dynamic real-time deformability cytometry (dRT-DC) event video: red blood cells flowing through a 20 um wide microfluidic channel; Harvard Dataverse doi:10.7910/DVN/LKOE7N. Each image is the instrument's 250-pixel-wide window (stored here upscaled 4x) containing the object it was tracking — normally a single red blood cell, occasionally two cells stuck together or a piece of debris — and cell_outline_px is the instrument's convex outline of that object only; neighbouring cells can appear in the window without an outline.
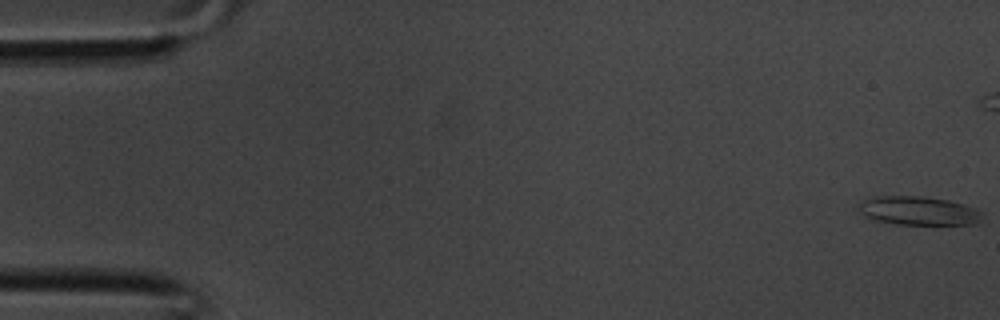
{"species": "common noctule bat (a hibernating species)", "species_latin": "Nyctalus noctula", "temperature_condition": "room temperature", "stored_images_in_passage": 12, "camera_frame_rate_fps": 3000, "um_per_image_px": 0.085, "animal": {"sex": "male", "body_mass_g": 20.1, "forearm_length_mm": 53.5}, "frame": {"image": 1, "passage_image": 1, "time_ms": 0.0, "image_size_px": [1000, 320], "cell_outline_px": [[984, 212], [980, 220], [976, 224], [896, 224], [876, 220], [860, 212], [860, 204], [864, 200], [872, 196], [924, 196], [948, 200], [964, 204], [976, 208]], "centroid_in_image_um": [78.13, 17.9], "position_along_channel_um": 6.9, "area_um2": 20.58}}